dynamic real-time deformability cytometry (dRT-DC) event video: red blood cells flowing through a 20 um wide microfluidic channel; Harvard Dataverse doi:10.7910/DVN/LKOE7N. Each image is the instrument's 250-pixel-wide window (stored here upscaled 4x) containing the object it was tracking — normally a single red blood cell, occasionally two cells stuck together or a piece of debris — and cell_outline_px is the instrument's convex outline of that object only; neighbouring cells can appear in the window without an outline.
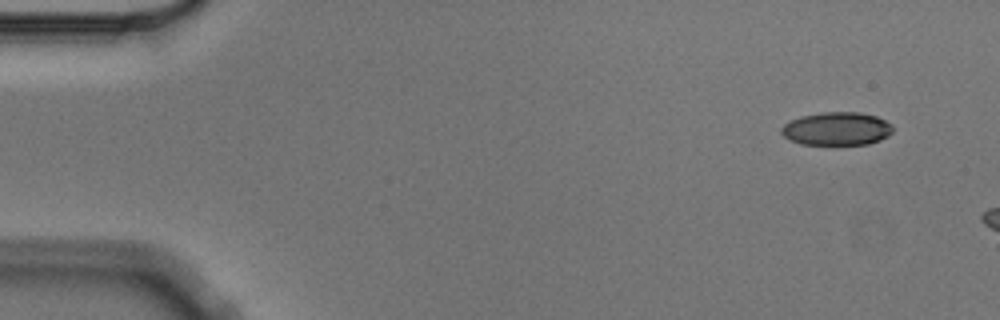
{"species": "Egyptian fruit bat (a non-hibernating species)", "species_latin": "Rousettus aegyptiacus", "temperature_condition": "cold", "stored_images_in_passage": 2, "camera_frame_rate_fps": 3000, "um_per_image_px": 0.085, "animal": {"sex": "male"}, "frame": {"image": 1, "passage_image": 1, "time_ms": 0.0, "image_size_px": [1000, 320], "cell_outline_px": [[892, 132], [888, 136], [880, 140], [868, 144], [800, 144], [784, 136], [780, 132], [780, 128], [784, 124], [800, 116], [820, 112], [860, 112], [876, 116], [892, 124]], "centroid_in_image_um": [71.13, 10.93], "position_along_channel_um": 13.9, "area_um2": 21.56}}